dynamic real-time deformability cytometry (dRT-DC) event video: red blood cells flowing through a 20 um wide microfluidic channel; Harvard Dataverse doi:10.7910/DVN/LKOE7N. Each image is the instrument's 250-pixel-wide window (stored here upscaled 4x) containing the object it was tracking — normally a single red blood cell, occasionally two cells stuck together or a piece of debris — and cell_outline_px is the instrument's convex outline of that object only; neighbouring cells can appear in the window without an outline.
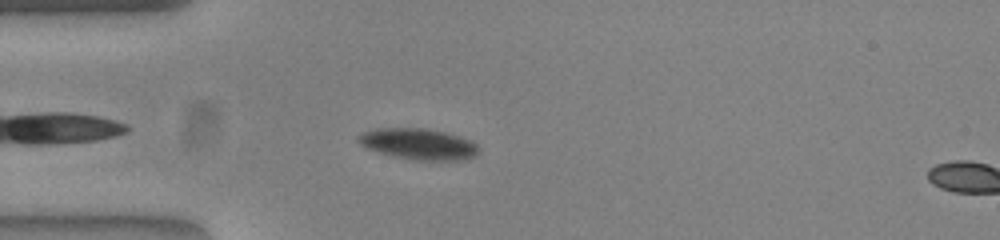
{"species": "common noctule bat (a hibernating species)", "species_latin": "Nyctalus noctula", "temperature_condition": "warm", "stored_images_in_passage": 6, "camera_frame_rate_fps": 3000, "um_per_image_px": 0.085, "animal": {"sex": "female", "body_mass_g": 23.0, "forearm_length_mm": 53.4}, "frame": {"image": 1, "passage_image": 4, "time_ms": 1.0, "image_size_px": [1000, 240], "cell_outline_px": [[480, 148], [476, 156], [460, 160], [416, 160], [392, 156], [368, 148], [360, 144], [356, 140], [356, 136], [364, 132], [376, 128], [424, 128], [444, 132], [468, 140], [476, 144]], "centroid_in_image_um": [35.54, 12.24], "position_along_channel_um": 49.5, "area_um2": 21.62}}